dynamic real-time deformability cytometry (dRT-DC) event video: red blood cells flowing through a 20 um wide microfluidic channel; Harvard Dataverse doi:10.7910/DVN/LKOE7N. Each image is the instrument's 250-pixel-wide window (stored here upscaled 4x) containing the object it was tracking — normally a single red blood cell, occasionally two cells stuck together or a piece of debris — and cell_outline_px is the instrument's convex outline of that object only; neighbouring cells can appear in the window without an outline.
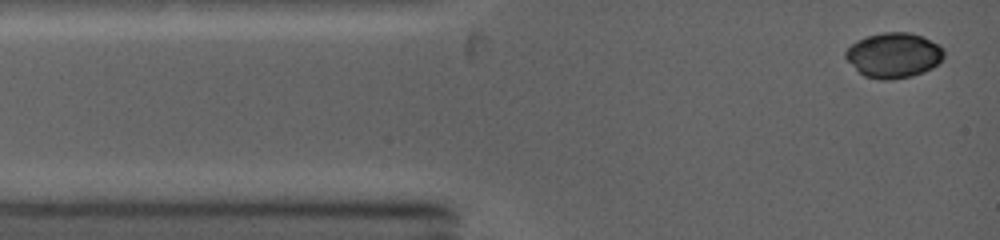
{"species": "common noctule bat (a hibernating species)", "species_latin": "Nyctalus noctula", "temperature_condition": "warm", "stored_images_in_passage": 23, "camera_frame_rate_fps": 5000, "um_per_image_px": 0.085, "animal": {"sex": "female", "body_mass_g": 19.0, "forearm_length_mm": 53.3}, "frame": {"image": 1, "passage_image": 1, "time_ms": 0.0, "image_size_px": [1000, 240], "cell_outline_px": [[944, 56], [932, 68], [924, 72], [912, 76], [892, 80], [880, 80], [864, 76], [844, 56], [844, 52], [856, 40], [868, 36], [884, 32], [908, 32], [920, 36], [944, 48]], "centroid_in_image_um": [75.95, 4.71], "position_along_channel_um": 9.0, "area_um2": 25.61}}
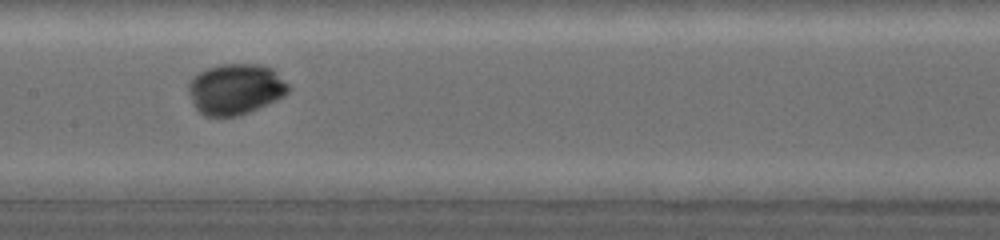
{"frame": {"image": 2, "passage_image": 14, "time_ms": 5.4, "image_size_px": [1000, 240], "cell_outline_px": [[288, 92], [284, 96], [276, 100], [240, 116], [204, 116], [192, 104], [188, 92], [188, 84], [200, 72], [208, 68], [220, 64], [260, 64], [268, 68], [288, 84]], "centroid_in_image_um": [19.98, 7.59], "position_along_channel_um": 187.4, "area_um2": 29.19}}
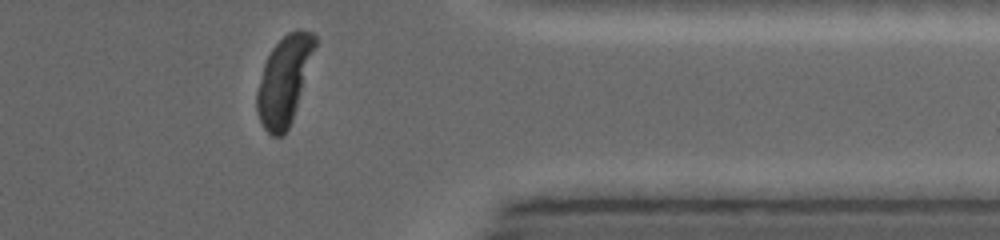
{"frame": {"image": 3, "passage_image": 23, "time_ms": 10.4, "image_size_px": [1000, 240], "cell_outline_px": [[316, 44], [292, 120], [288, 128], [280, 136], [272, 136], [264, 128], [260, 120], [256, 108], [256, 92], [264, 64], [272, 48], [288, 32], [296, 28], [300, 28], [312, 32], [316, 36]], "centroid_in_image_um": [24.14, 6.8], "position_along_channel_um": 387.3, "area_um2": 29.3}, "authors_computed_cell_mechanics": {"area_um2": 28.611, "velocity_mm_per_s": 4.221, "shape_relaxation_time_tau1_ms": 2.6709, "shape_relaxation_time_tau2_ms": null, "deformation_change_tau1": 0.1752, "deformation_change_tau2": null}}